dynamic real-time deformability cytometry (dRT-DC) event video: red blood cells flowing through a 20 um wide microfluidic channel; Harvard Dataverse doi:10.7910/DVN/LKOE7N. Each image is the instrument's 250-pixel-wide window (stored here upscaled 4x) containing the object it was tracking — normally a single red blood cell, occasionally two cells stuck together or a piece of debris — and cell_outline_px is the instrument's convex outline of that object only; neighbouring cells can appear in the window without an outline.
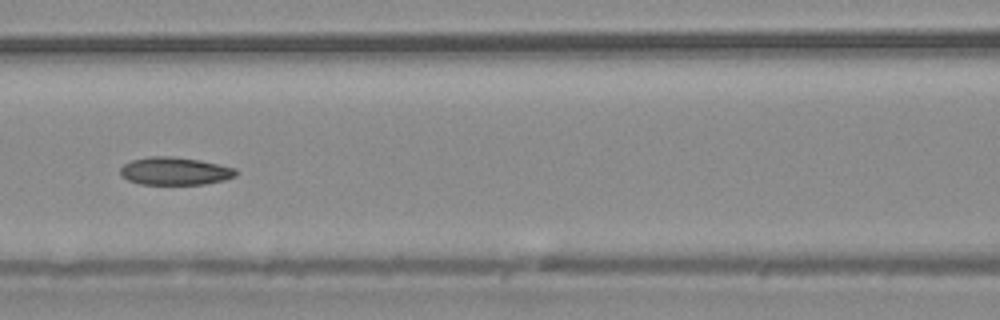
{"species": "common noctule bat (a hibernating species)", "species_latin": "Nyctalus noctula", "temperature_condition": "warm", "stored_images_in_passage": 9, "camera_frame_rate_fps": 3000, "um_per_image_px": 0.085, "animal": {"sex": "male", "body_mass_g": 20.4}, "frame": {"image": 1, "passage_image": 6, "time_ms": 1.667, "image_size_px": [1000, 320], "cell_outline_px": [[236, 176], [224, 180], [204, 184], [140, 184], [128, 180], [120, 176], [120, 168], [124, 164], [132, 160], [148, 156], [172, 156], [200, 160], [220, 164], [236, 168]], "centroid_in_image_um": [14.85, 14.54], "position_along_channel_um": 151.7, "area_um2": 18.84}}
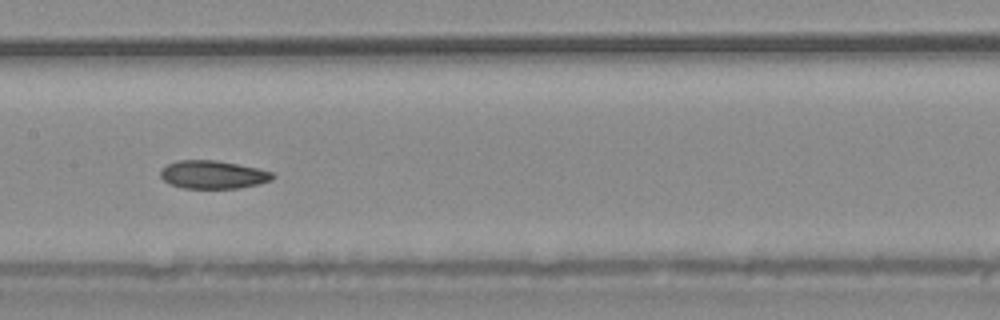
{"frame": {"image": 2, "passage_image": 7, "time_ms": 2.0, "image_size_px": [1000, 320], "cell_outline_px": [[276, 176], [272, 180], [260, 184], [240, 188], [180, 188], [164, 180], [160, 176], [160, 172], [168, 164], [176, 160], [216, 160], [256, 168], [272, 172]], "centroid_in_image_um": [18.13, 14.85], "position_along_channel_um": 189.3, "area_um2": 18.32}}
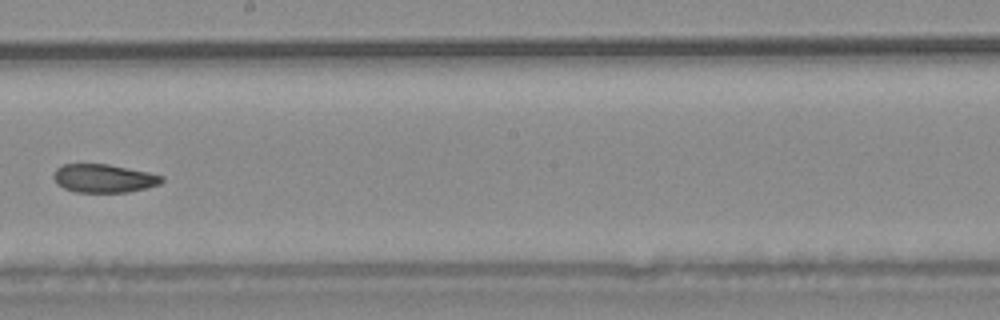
{"frame": {"image": 3, "passage_image": 8, "time_ms": 2.333, "image_size_px": [1000, 320], "cell_outline_px": [[164, 180], [160, 184], [128, 192], [76, 192], [64, 188], [56, 184], [52, 176], [56, 168], [64, 164], [108, 164], [148, 172], [164, 176]], "centroid_in_image_um": [8.8, 15.16], "position_along_channel_um": 239.4, "area_um2": 17.92}}